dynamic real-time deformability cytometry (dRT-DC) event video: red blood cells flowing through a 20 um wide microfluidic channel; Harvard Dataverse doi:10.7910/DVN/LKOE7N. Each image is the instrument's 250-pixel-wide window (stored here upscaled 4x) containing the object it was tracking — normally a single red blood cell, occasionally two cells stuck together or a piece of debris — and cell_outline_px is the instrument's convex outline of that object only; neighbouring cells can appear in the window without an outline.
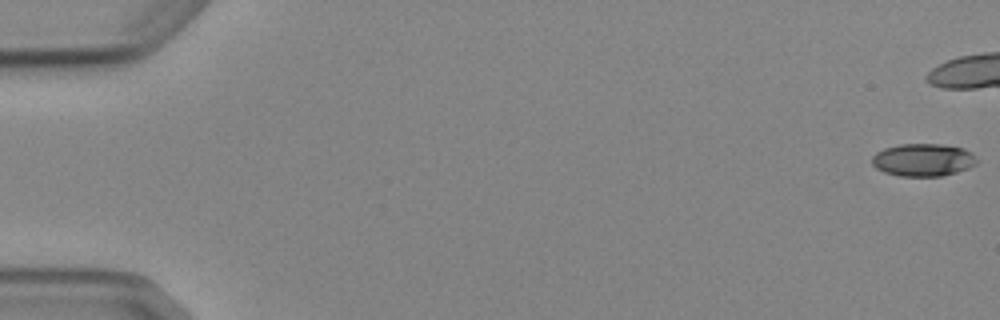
{"species": "Egyptian fruit bat (a non-hibernating species)", "species_latin": "Rousettus aegyptiacus", "temperature_condition": "cold", "stored_images_in_passage": 11, "camera_frame_rate_fps": 3000, "um_per_image_px": 0.085, "animal": {"sex": "female"}, "frame": {"image": 1, "passage_image": 1, "time_ms": 0.0, "image_size_px": [1000, 320], "cell_outline_px": [[976, 164], [968, 168], [956, 172], [940, 176], [900, 176], [884, 172], [876, 168], [872, 164], [872, 156], [876, 152], [884, 148], [900, 144], [940, 144], [964, 148], [972, 152], [976, 160]], "centroid_in_image_um": [78.45, 13.59], "position_along_channel_um": 6.6, "area_um2": 19.94}}